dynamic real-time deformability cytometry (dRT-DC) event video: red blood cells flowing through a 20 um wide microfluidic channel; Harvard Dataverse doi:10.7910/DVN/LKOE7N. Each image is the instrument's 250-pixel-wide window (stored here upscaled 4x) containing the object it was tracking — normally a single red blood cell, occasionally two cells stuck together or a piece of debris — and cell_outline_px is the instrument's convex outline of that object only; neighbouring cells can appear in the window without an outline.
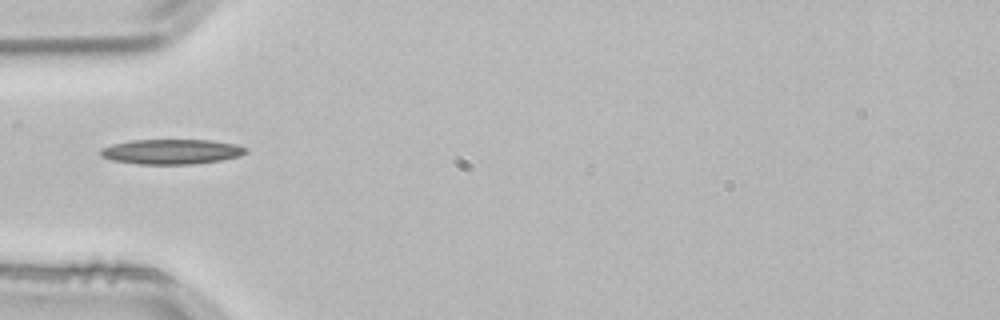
{"species": "common noctule bat (a hibernating species)", "species_latin": "Nyctalus noctula", "temperature_condition": "room temperature", "stored_images_in_passage": 3, "camera_frame_rate_fps": 3000, "um_per_image_px": 0.085, "animal": {"sex": "male", "body_mass_g": 21.5, "forearm_length_mm": 52.0}, "frame": {"image": 1, "passage_image": 3, "time_ms": 0.667, "image_size_px": [1000, 320], "cell_outline_px": [[248, 152], [240, 156], [220, 160], [192, 164], [136, 164], [112, 160], [100, 156], [100, 148], [112, 144], [132, 140], [208, 140], [236, 144], [248, 148]], "centroid_in_image_um": [14.57, 12.89], "position_along_channel_um": 70.4, "area_um2": 21.21}}